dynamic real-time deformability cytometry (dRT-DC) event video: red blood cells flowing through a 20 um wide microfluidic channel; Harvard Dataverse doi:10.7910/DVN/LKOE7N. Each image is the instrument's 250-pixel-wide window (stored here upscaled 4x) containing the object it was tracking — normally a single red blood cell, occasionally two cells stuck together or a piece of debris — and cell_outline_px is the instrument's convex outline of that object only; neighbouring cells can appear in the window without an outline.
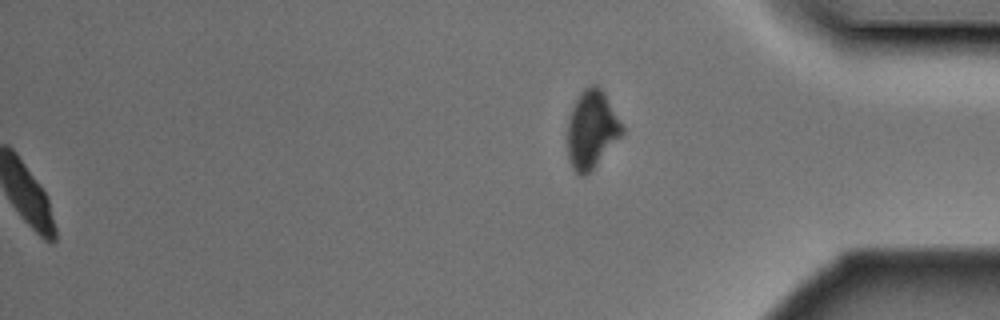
{"species": "Egyptian fruit bat (a non-hibernating species)", "species_latin": "Rousettus aegyptiacus", "temperature_condition": "cold", "stored_images_in_passage": 49, "segment_of_instrument_passage": [2, 2], "camera_frame_rate_fps": 3000, "um_per_image_px": 0.085, "animal": {"sex": "male"}, "frame": {"image": 1, "passage_image": 49, "time_ms": 16.0, "image_size_px": [1000, 320], "cell_outline_px": [[624, 132], [592, 168], [584, 176], [580, 176], [572, 168], [568, 160], [568, 120], [572, 108], [580, 92], [588, 84], [596, 84], [604, 92], [624, 128]], "centroid_in_image_um": [50.27, 10.97], "position_along_channel_um": 384.9, "area_um2": 24.39}}